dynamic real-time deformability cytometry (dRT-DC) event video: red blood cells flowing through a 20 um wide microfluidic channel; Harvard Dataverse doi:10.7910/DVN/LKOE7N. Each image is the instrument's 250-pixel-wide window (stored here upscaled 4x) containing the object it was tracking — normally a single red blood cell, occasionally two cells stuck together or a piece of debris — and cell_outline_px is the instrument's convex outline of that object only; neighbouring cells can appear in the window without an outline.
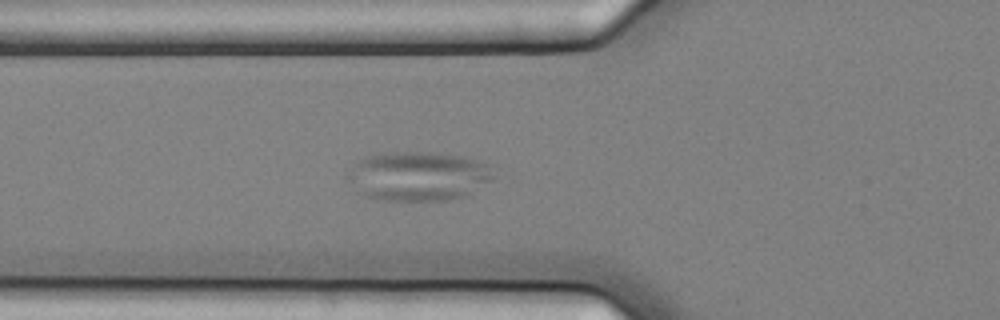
{"species": "common noctule bat (a hibernating species)", "species_latin": "Nyctalus noctula", "temperature_condition": "cold", "stored_images_in_passage": 6, "camera_frame_rate_fps": 3000, "um_per_image_px": 0.085, "animal": {"sex": "female", "body_mass_g": 25.1}, "frame": {"image": 1, "passage_image": 6, "time_ms": 1.667, "image_size_px": [1000, 320], "cell_outline_px": [[492, 180], [464, 196], [448, 200], [384, 200], [364, 196], [348, 180], [348, 172], [364, 156], [376, 152], [432, 152], [460, 156], [476, 160], [484, 164], [492, 176]], "centroid_in_image_um": [35.49, 14.96], "position_along_channel_um": 90.3, "area_um2": 41.33}}